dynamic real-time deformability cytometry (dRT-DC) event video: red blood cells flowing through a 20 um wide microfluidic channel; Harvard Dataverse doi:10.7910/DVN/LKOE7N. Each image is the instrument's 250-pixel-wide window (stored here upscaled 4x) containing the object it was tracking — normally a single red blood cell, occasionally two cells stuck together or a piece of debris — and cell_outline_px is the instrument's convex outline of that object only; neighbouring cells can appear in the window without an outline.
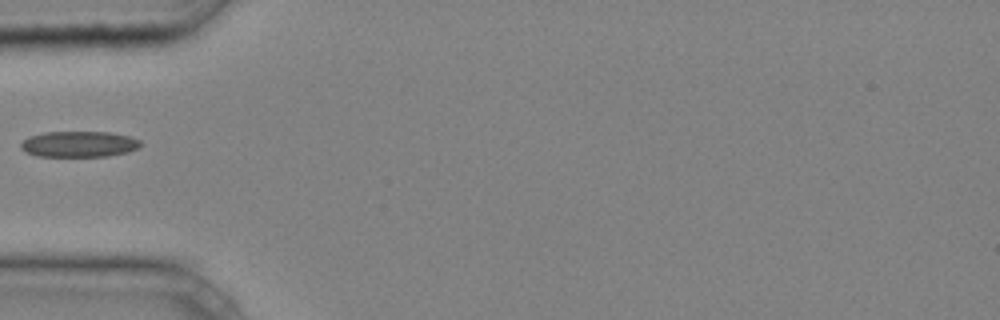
{"species": "common noctule bat (a hibernating species)", "species_latin": "Nyctalus noctula", "temperature_condition": "cold", "stored_images_in_passage": 28, "camera_frame_rate_fps": 3000, "um_per_image_px": 0.085, "animal": {"sex": "male", "body_mass_g": 20.4}, "frame": {"image": 1, "passage_image": 1, "time_ms": 0.0, "image_size_px": [1000, 320], "cell_outline_px": [[140, 144], [136, 148], [128, 152], [108, 156], [36, 156], [24, 152], [20, 148], [20, 144], [28, 136], [44, 132], [108, 132], [128, 136], [140, 140]], "centroid_in_image_um": [6.65, 12.25], "position_along_channel_um": 78.3, "area_um2": 18.03}}